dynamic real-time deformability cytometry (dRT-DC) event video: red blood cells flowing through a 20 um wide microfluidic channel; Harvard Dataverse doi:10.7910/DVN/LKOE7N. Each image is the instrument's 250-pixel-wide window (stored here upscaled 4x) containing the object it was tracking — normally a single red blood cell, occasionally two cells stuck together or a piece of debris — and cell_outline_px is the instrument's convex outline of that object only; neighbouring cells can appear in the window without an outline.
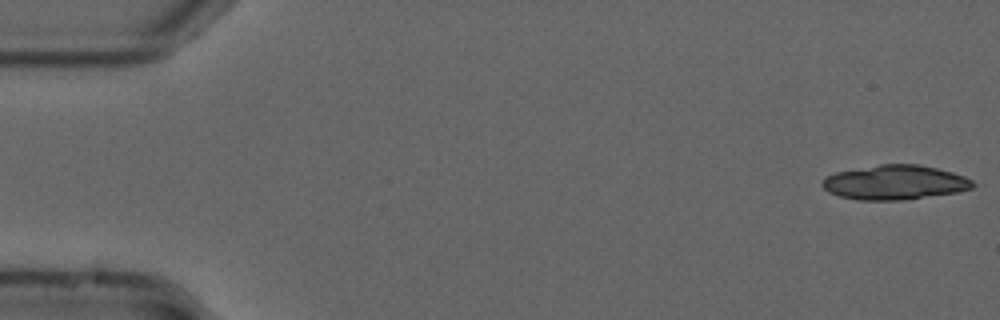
{"species": "common noctule bat (a hibernating species)", "species_latin": "Nyctalus noctula", "temperature_condition": "cold", "stored_images_in_passage": 30, "camera_frame_rate_fps": 3000, "um_per_image_px": 0.085, "animal": {"sex": "male", "forearm_length_mm": 52.5}, "frame": {"image": 1, "passage_image": 1, "time_ms": 0.0, "image_size_px": [1000, 320], "cell_outline_px": [[976, 184], [972, 188], [956, 192], [904, 200], [856, 200], [840, 196], [828, 192], [820, 184], [828, 176], [836, 172], [880, 164], [920, 164], [952, 172], [964, 176], [972, 180]], "centroid_in_image_um": [76.07, 15.51], "position_along_channel_um": 8.9, "area_um2": 30.17}}
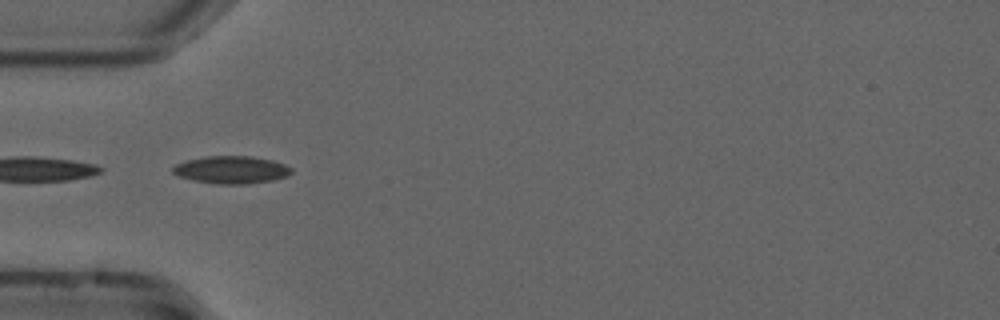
{"frame": {"image": 2, "passage_image": 17, "time_ms": 5.333, "image_size_px": [1000, 320], "cell_outline_px": [[292, 172], [288, 176], [272, 180], [248, 184], [216, 184], [192, 180], [180, 176], [172, 172], [172, 168], [176, 164], [188, 160], [208, 156], [252, 156], [272, 160], [284, 164], [292, 168]], "centroid_in_image_um": [19.69, 14.44], "position_along_channel_um": 65.3, "area_um2": 19.02}}
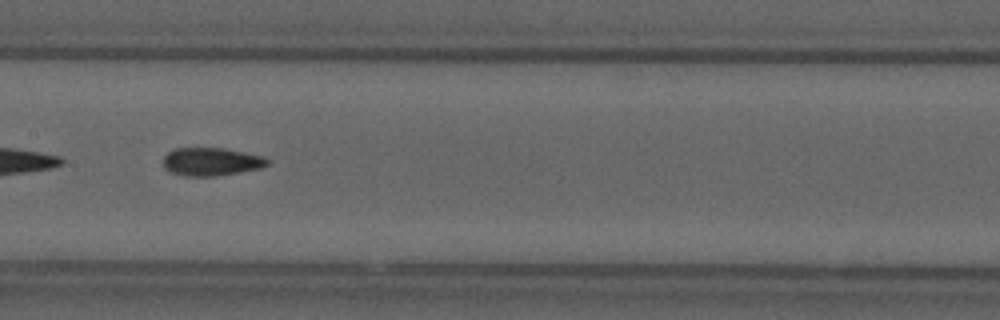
{"frame": {"image": 3, "passage_image": 27, "time_ms": 8.667, "image_size_px": [1000, 320], "cell_outline_px": [[268, 164], [260, 168], [240, 172], [216, 176], [184, 176], [168, 172], [164, 168], [164, 156], [168, 152], [176, 148], [220, 148], [244, 152], [264, 156], [268, 160]], "centroid_in_image_um": [17.93, 13.75], "position_along_channel_um": 189.5, "area_um2": 17.05}}